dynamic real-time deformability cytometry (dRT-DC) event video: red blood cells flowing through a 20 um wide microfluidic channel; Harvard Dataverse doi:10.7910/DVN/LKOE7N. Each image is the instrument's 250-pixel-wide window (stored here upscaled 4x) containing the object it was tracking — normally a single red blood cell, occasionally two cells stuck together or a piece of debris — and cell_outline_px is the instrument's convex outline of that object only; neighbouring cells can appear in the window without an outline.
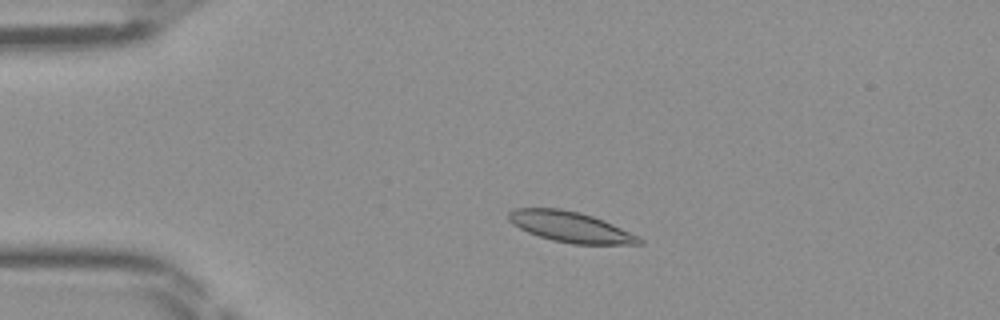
{"species": "Egyptian fruit bat (a non-hibernating species)", "species_latin": "Rousettus aegyptiacus", "temperature_condition": "room temperature", "stored_images_in_passage": 38, "camera_frame_rate_fps": 3000, "um_per_image_px": 0.085, "frame": {"image": 1, "passage_image": 1, "time_ms": 0.0, "image_size_px": [1000, 320], "cell_outline_px": [[644, 244], [572, 244], [552, 240], [528, 232], [512, 224], [508, 220], [508, 212], [516, 208], [560, 208], [580, 212], [604, 220], [640, 236], [644, 240]], "centroid_in_image_um": [48.52, 19.29], "position_along_channel_um": 36.5, "area_um2": 23.35}}
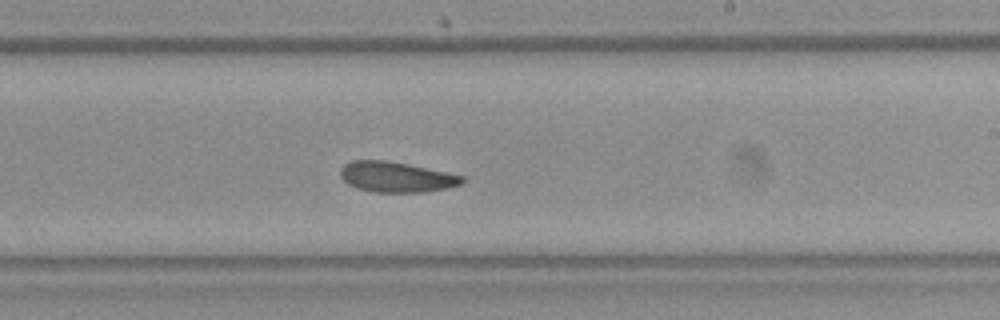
{"frame": {"image": 2, "passage_image": 19, "time_ms": 6.0, "image_size_px": [1000, 320], "cell_outline_px": [[468, 180], [460, 184], [444, 188], [424, 192], [372, 192], [356, 188], [348, 184], [340, 176], [340, 168], [344, 164], [352, 160], [384, 160], [408, 164], [464, 176]], "centroid_in_image_um": [33.65, 15.04], "position_along_channel_um": 255.3, "area_um2": 21.56}}
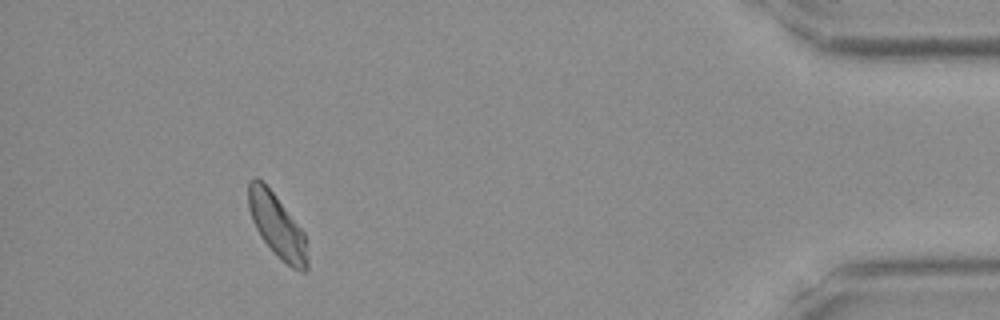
{"frame": {"image": 3, "passage_image": 34, "time_ms": 11.0, "image_size_px": [1000, 320], "cell_outline_px": [[308, 268], [304, 272], [300, 272], [292, 268], [280, 260], [260, 236], [252, 220], [248, 208], [248, 180], [252, 176], [256, 176], [276, 196], [304, 232], [308, 260]], "centroid_in_image_um": [23.54, 19.21], "position_along_channel_um": 411.7, "area_um2": 21.85}}